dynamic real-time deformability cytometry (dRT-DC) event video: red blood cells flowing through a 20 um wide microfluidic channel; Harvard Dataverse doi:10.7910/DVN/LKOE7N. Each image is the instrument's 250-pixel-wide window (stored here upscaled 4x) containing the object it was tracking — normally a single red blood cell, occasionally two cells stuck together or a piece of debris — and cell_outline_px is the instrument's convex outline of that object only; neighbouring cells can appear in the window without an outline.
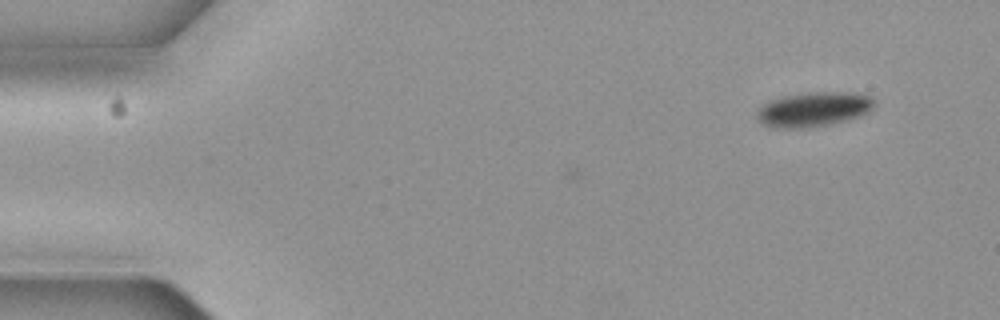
{"species": "common noctule bat (a hibernating species)", "species_latin": "Nyctalus noctula", "temperature_condition": "cold", "stored_images_in_passage": 2, "camera_frame_rate_fps": 3000, "um_per_image_px": 0.085, "animal": {"sex": "female", "body_mass_g": 19.3, "forearm_length_mm": 54.1}, "frame": {"image": 1, "passage_image": 2, "time_ms": 0.333, "image_size_px": [1000, 320], "cell_outline_px": [[876, 104], [868, 112], [860, 116], [848, 120], [808, 128], [772, 128], [764, 124], [756, 116], [756, 112], [760, 104], [768, 100], [784, 96], [808, 92], [856, 92], [868, 96]], "centroid_in_image_um": [69.12, 9.29], "position_along_channel_um": 15.9, "area_um2": 23.93}}